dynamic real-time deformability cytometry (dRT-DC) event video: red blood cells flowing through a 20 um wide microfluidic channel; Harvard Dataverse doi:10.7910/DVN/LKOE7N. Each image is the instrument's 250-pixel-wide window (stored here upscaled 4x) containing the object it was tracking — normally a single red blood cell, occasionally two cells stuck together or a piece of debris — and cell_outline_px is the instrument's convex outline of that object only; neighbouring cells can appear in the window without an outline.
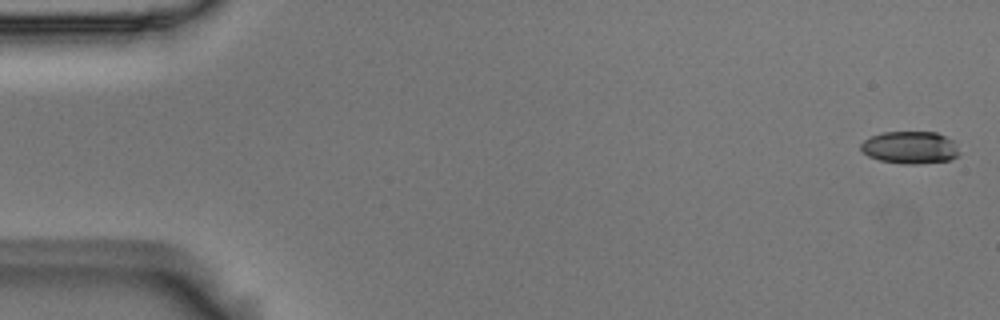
{"species": "Egyptian fruit bat (a non-hibernating species)", "species_latin": "Rousettus aegyptiacus", "temperature_condition": "room temperature", "stored_images_in_passage": 6, "camera_frame_rate_fps": 3000, "um_per_image_px": 0.085, "animal": {"sex": "male"}, "frame": {"image": 1, "passage_image": 1, "time_ms": 0.0, "image_size_px": [1000, 320], "cell_outline_px": [[960, 156], [952, 160], [916, 164], [904, 164], [880, 160], [868, 156], [860, 148], [860, 144], [864, 140], [872, 136], [884, 132], [936, 132], [952, 140], [960, 152]], "centroid_in_image_um": [77.38, 12.55], "position_along_channel_um": 7.6, "area_um2": 18.61}}
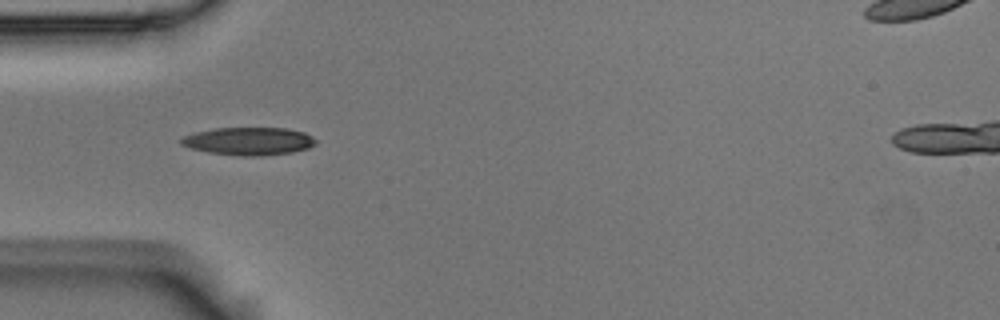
{"frame": {"image": 2, "passage_image": 5, "time_ms": 1.333, "image_size_px": [1000, 320], "cell_outline_px": [[316, 144], [308, 148], [292, 152], [264, 156], [240, 156], [208, 152], [192, 148], [180, 144], [180, 140], [184, 136], [196, 132], [216, 128], [288, 128], [304, 132], [312, 136], [316, 140]], "centroid_in_image_um": [21.18, 12.0], "position_along_channel_um": 63.8, "area_um2": 21.85}}
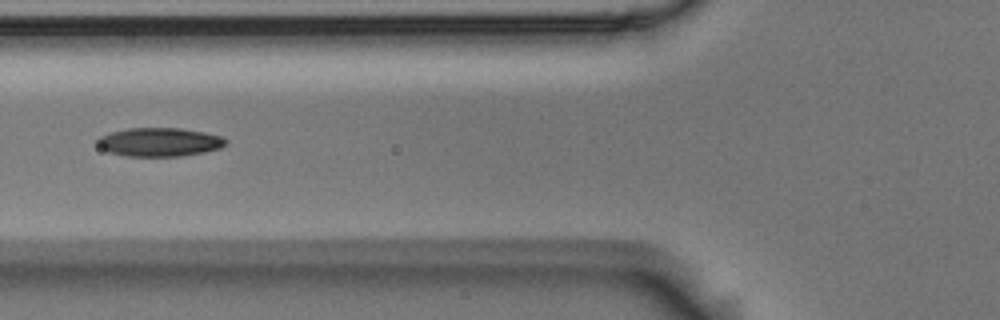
{"frame": {"image": 3, "passage_image": 6, "time_ms": 1.667, "image_size_px": [1000, 320], "cell_outline_px": [[228, 144], [220, 148], [204, 152], [184, 156], [124, 156], [108, 152], [100, 148], [96, 144], [96, 140], [100, 136], [112, 132], [128, 128], [180, 128], [204, 132], [220, 136], [228, 140]], "centroid_in_image_um": [13.55, 12.08], "position_along_channel_um": 112.3, "area_um2": 21.62}}